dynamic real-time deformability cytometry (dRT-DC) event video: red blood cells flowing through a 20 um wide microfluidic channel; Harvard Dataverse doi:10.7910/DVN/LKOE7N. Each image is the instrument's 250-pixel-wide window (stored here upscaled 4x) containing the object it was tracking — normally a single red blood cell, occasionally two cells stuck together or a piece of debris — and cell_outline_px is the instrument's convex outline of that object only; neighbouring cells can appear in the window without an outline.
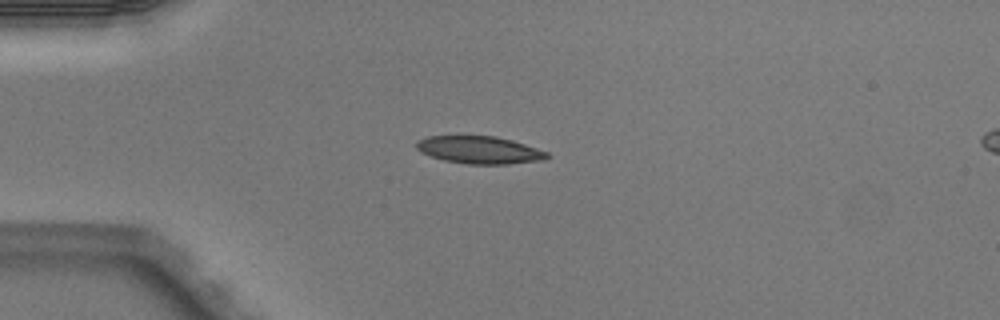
{"species": "Egyptian fruit bat (a non-hibernating species)", "species_latin": "Rousettus aegyptiacus", "temperature_condition": "warm", "stored_images_in_passage": 4, "camera_frame_rate_fps": 3000, "um_per_image_px": 0.085, "animal": {"sex": "male"}, "frame": {"image": 1, "passage_image": 3, "time_ms": 0.667, "image_size_px": [1000, 320], "cell_outline_px": [[548, 156], [544, 160], [508, 164], [468, 164], [444, 160], [420, 152], [416, 148], [416, 144], [420, 140], [428, 136], [496, 136], [512, 140], [548, 152]], "centroid_in_image_um": [40.76, 12.75], "position_along_channel_um": 44.2, "area_um2": 20.75}}
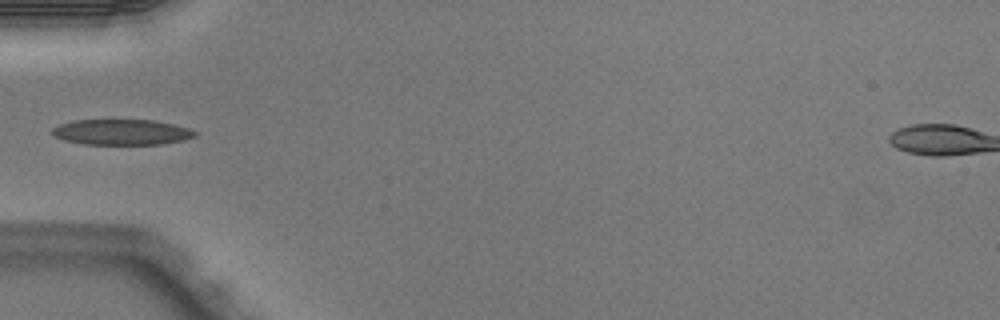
{"frame": {"image": 2, "passage_image": 4, "time_ms": 1.0, "image_size_px": [1000, 320], "cell_outline_px": [[196, 136], [184, 140], [164, 144], [84, 144], [64, 140], [52, 136], [48, 132], [52, 128], [60, 124], [72, 120], [156, 120], [188, 128], [196, 132]], "centroid_in_image_um": [10.29, 11.23], "position_along_channel_um": 74.7, "area_um2": 21.44}}